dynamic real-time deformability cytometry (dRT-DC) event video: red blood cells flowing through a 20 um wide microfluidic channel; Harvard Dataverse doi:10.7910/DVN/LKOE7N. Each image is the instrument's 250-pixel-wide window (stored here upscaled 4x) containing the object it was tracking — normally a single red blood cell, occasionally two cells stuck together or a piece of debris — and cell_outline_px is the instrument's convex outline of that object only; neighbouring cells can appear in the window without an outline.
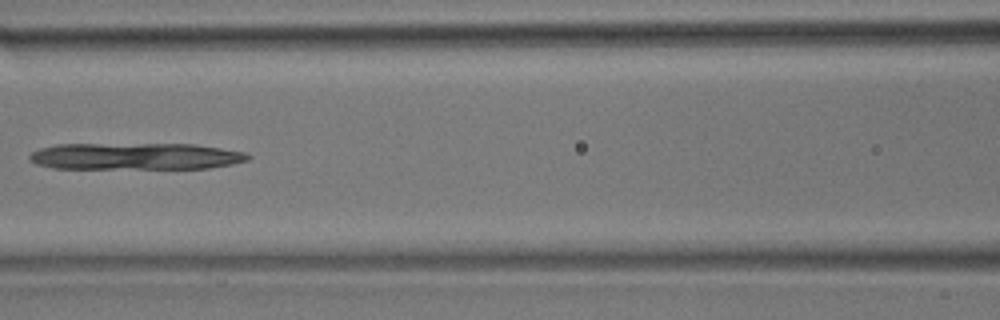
{"species": "common noctule bat (a hibernating species)", "species_latin": "Nyctalus noctula", "temperature_condition": "room temperature", "stored_images_in_passage": 5, "camera_frame_rate_fps": 3000, "um_per_image_px": 0.085, "animal": {"sex": "male", "body_mass_g": 17.9}, "frame": {"image": 1, "passage_image": 5, "time_ms": 1.333, "image_size_px": [1000, 320], "cell_outline_px": [[252, 156], [248, 160], [232, 164], [208, 168], [52, 168], [36, 164], [28, 160], [28, 156], [32, 152], [40, 148], [56, 144], [196, 144], [244, 152]], "centroid_in_image_um": [11.49, 13.28], "position_along_channel_um": 155.1, "area_um2": 34.1}}